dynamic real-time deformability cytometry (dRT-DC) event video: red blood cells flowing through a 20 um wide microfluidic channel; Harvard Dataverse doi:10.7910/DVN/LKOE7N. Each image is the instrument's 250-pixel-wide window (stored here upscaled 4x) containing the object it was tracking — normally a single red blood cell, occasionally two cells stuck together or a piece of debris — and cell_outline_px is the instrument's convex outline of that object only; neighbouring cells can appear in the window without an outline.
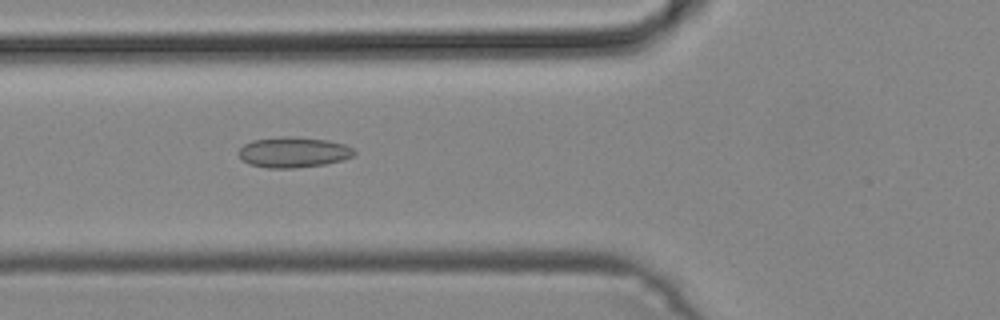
{"species": "common noctule bat (a hibernating species)", "species_latin": "Nyctalus noctula", "temperature_condition": "cold", "stored_images_in_passage": 48, "camera_frame_rate_fps": 3000, "um_per_image_px": 0.085, "animal": {"sex": "male", "body_mass_g": 19.2, "forearm_length_mm": 51.8}, "frame": {"image": 1, "passage_image": 18, "time_ms": 5.667, "image_size_px": [1000, 320], "cell_outline_px": [[356, 152], [352, 156], [344, 160], [324, 164], [292, 168], [268, 168], [248, 164], [236, 152], [244, 144], [252, 140], [280, 136], [292, 136], [328, 140], [344, 144], [352, 148]], "centroid_in_image_um": [24.92, 12.93], "position_along_channel_um": 100.9, "area_um2": 20.63}}
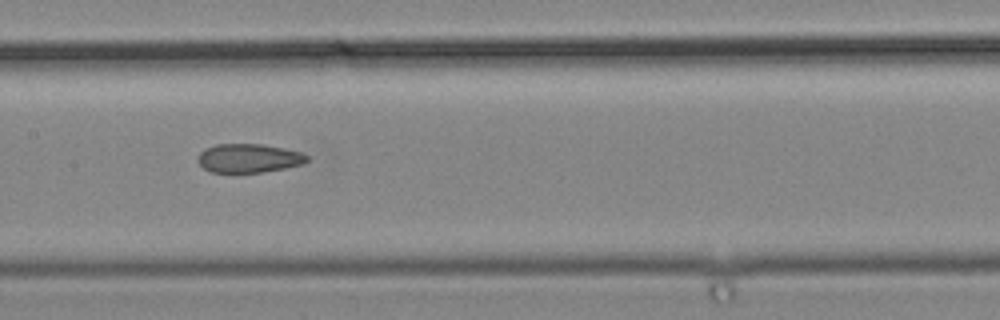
{"frame": {"image": 2, "passage_image": 24, "time_ms": 7.667, "image_size_px": [1000, 320], "cell_outline_px": [[308, 160], [304, 164], [284, 168], [260, 172], [212, 172], [204, 168], [196, 160], [196, 156], [204, 148], [216, 144], [260, 144], [284, 148], [300, 152], [308, 156]], "centroid_in_image_um": [21.11, 13.44], "position_along_channel_um": 186.3, "area_um2": 18.32}}
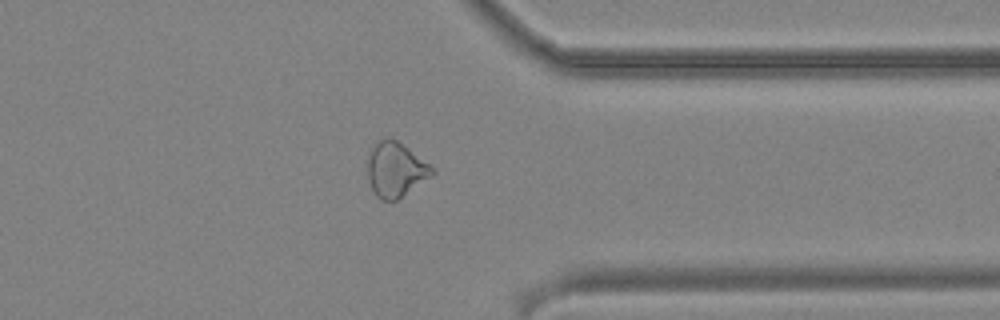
{"frame": {"image": 3, "passage_image": 38, "time_ms": 12.333, "image_size_px": [1000, 320], "cell_outline_px": [[436, 172], [396, 200], [380, 200], [376, 196], [368, 180], [368, 152], [372, 144], [388, 136], [392, 136], [432, 164]], "centroid_in_image_um": [33.62, 14.35], "position_along_channel_um": 377.8, "area_um2": 20.87}}